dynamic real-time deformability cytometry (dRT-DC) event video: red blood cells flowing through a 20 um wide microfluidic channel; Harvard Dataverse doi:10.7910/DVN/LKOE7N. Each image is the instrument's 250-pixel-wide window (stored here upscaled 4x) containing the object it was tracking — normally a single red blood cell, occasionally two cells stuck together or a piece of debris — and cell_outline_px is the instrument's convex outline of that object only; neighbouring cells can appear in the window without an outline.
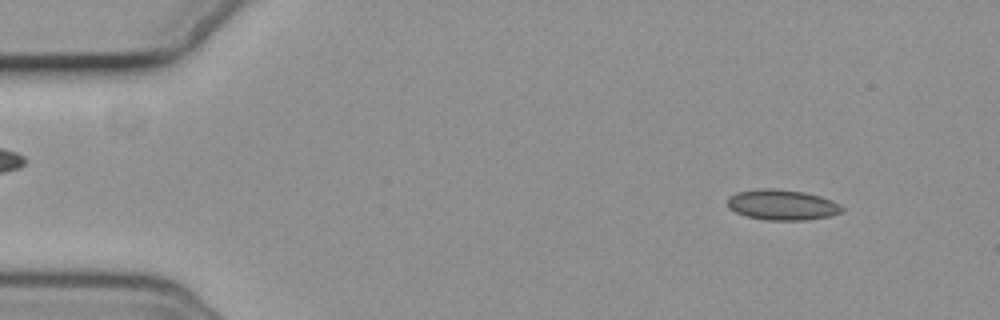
{"species": "common noctule bat (a hibernating species)", "species_latin": "Nyctalus noctula", "temperature_condition": "cold", "stored_images_in_passage": 3, "camera_frame_rate_fps": 3000, "um_per_image_px": 0.085, "animal": {"sex": "female", "body_mass_g": 19.3, "forearm_length_mm": 54.1}, "frame": {"image": 1, "passage_image": 1, "time_ms": 0.0, "image_size_px": [1000, 320], "cell_outline_px": [[844, 208], [840, 212], [828, 216], [804, 220], [764, 220], [748, 216], [736, 212], [728, 208], [728, 196], [736, 192], [760, 188], [776, 188], [804, 192], [820, 196], [832, 200], [840, 204]], "centroid_in_image_um": [66.46, 17.4], "position_along_channel_um": 18.5, "area_um2": 20.35}}